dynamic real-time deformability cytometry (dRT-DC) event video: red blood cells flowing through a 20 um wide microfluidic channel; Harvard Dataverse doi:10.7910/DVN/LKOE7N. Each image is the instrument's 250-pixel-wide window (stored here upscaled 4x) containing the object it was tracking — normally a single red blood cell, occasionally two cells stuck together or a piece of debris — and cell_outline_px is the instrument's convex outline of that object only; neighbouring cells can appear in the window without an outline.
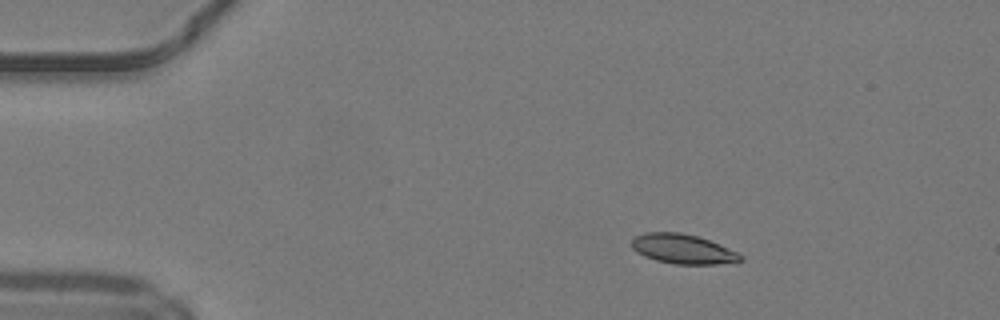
{"species": "common noctule bat (a hibernating species)", "species_latin": "Nyctalus noctula", "temperature_condition": "warm", "stored_images_in_passage": 49, "camera_frame_rate_fps": 3000, "um_per_image_px": 0.085, "animal": {"sex": "male", "body_mass_g": 19.2, "forearm_length_mm": 51.8}, "frame": {"image": 1, "passage_image": 8, "time_ms": 2.333, "image_size_px": [1000, 320], "cell_outline_px": [[744, 260], [716, 264], [676, 264], [656, 260], [644, 256], [636, 252], [632, 248], [632, 240], [636, 236], [644, 232], [680, 232], [696, 236], [708, 240], [736, 252], [744, 256]], "centroid_in_image_um": [58.01, 21.16], "position_along_channel_um": 27.0, "area_um2": 18.55}}
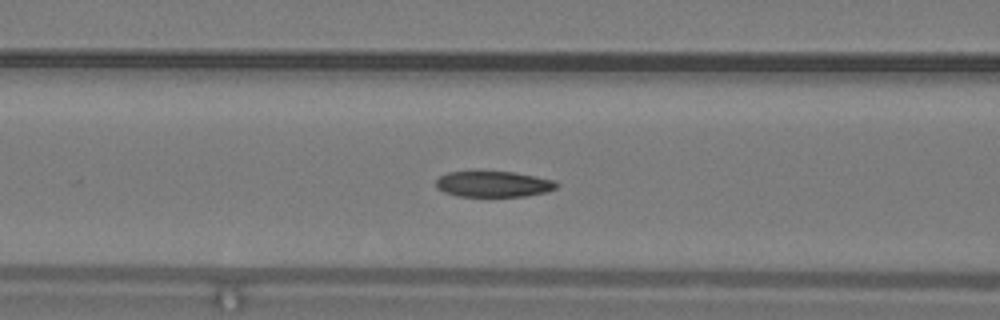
{"frame": {"image": 2, "passage_image": 20, "time_ms": 6.333, "image_size_px": [1000, 320], "cell_outline_px": [[560, 184], [556, 188], [548, 192], [524, 196], [456, 196], [444, 192], [436, 188], [436, 180], [440, 176], [448, 172], [512, 172], [536, 176], [552, 180]], "centroid_in_image_um": [41.95, 15.65], "position_along_channel_um": 124.7, "area_um2": 18.09}}
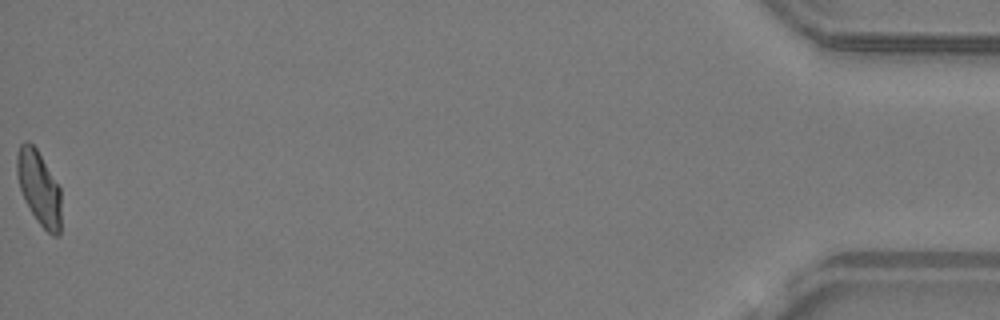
{"frame": {"image": 3, "passage_image": 49, "time_ms": 16.0, "image_size_px": [1000, 320], "cell_outline_px": [[60, 236], [52, 236], [36, 220], [24, 200], [20, 188], [16, 172], [16, 156], [20, 144], [24, 140], [28, 140], [36, 148], [60, 188]], "centroid_in_image_um": [3.29, 15.97], "position_along_channel_um": 431.9, "area_um2": 19.07}, "authors_computed_cell_mechanics": {"area_um2": 19.1896, "velocity_mm_per_s": 4.2173, "shape_relaxation_time_tau1_ms": 4.7379, "shape_relaxation_time_tau2_ms": 2.5001, "deformation_change_tau1": 0.1689, "deformation_change_tau2": 0.0862}}